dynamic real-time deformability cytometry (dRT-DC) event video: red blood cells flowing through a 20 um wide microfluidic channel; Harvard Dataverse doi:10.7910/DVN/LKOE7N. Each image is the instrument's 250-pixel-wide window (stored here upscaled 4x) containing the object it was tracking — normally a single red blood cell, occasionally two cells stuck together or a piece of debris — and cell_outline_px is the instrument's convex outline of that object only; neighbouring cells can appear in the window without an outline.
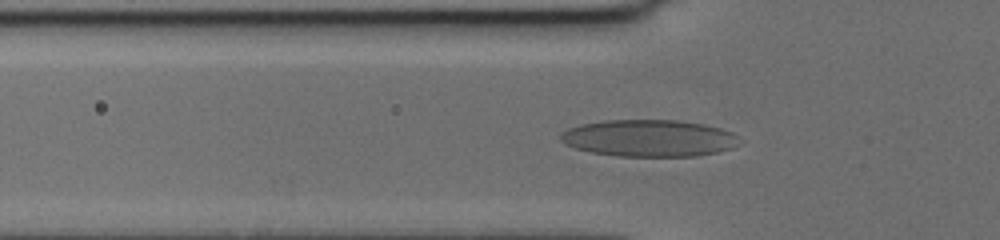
{"species": "human", "species_latin": "Homo sapiens", "temperature_condition": "cold", "stored_images_in_passage": 31, "camera_frame_rate_fps": 3000, "um_per_image_px": 0.085, "donor": {"sex": "female"}, "frame": {"image": 1, "passage_image": 17, "time_ms": 5.333, "image_size_px": [1000, 240], "cell_outline_px": [[744, 144], [736, 148], [720, 152], [696, 156], [616, 156], [588, 152], [564, 144], [560, 140], [560, 136], [568, 128], [580, 124], [604, 120], [676, 120], [704, 124], [720, 128], [732, 132], [740, 136], [744, 140]], "centroid_in_image_um": [55.26, 11.75], "position_along_channel_um": 70.5, "area_um2": 39.19}}
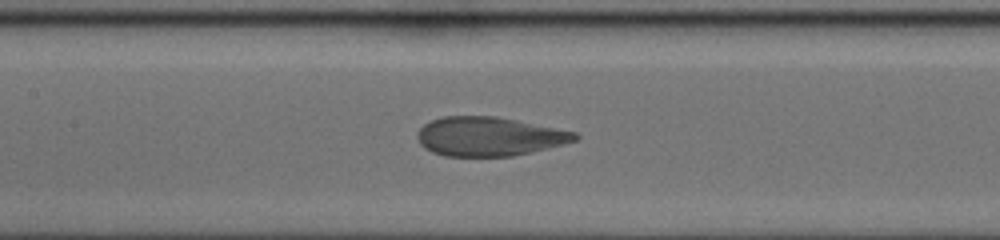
{"frame": {"image": 2, "passage_image": 25, "time_ms": 8.0, "image_size_px": [1000, 240], "cell_outline_px": [[580, 136], [576, 140], [564, 144], [548, 148], [512, 156], [444, 156], [432, 152], [424, 148], [420, 144], [416, 136], [416, 132], [424, 124], [432, 120], [444, 116], [496, 116], [576, 132]], "centroid_in_image_um": [41.54, 11.6], "position_along_channel_um": 165.9, "area_um2": 35.84}}
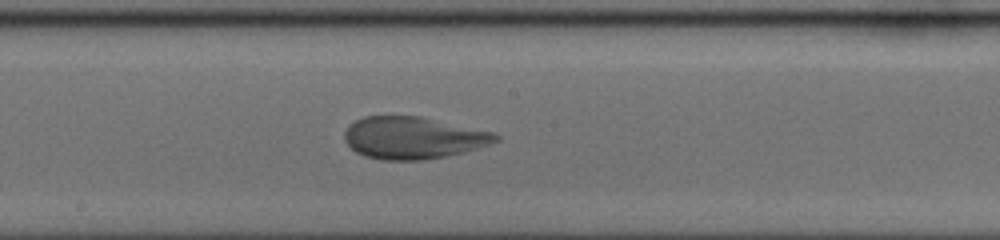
{"frame": {"image": 3, "passage_image": 29, "time_ms": 9.333, "image_size_px": [1000, 240], "cell_outline_px": [[500, 140], [464, 152], [424, 160], [380, 160], [364, 156], [356, 152], [344, 140], [344, 132], [348, 124], [364, 116], [420, 116], [496, 132], [500, 136]], "centroid_in_image_um": [35.11, 11.71], "position_along_channel_um": 213.1, "area_um2": 37.28}}